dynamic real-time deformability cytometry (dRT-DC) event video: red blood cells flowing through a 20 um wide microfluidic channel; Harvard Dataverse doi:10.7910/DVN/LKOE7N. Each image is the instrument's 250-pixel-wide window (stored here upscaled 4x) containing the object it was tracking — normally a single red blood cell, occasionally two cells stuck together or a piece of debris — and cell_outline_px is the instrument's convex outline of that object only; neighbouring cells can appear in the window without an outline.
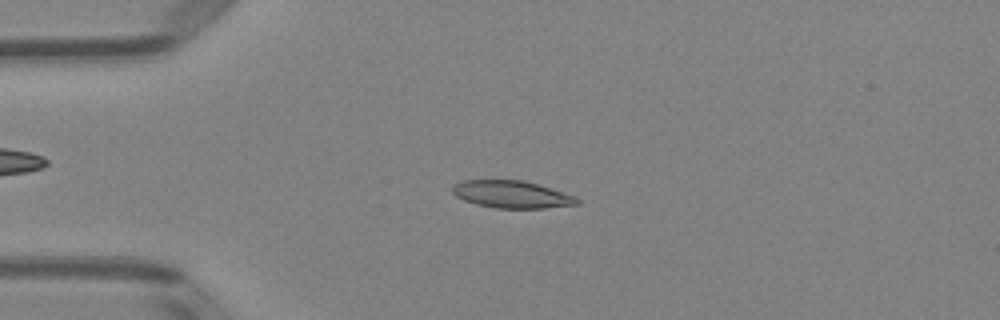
{"species": "Egyptian fruit bat (a non-hibernating species)", "species_latin": "Rousettus aegyptiacus", "temperature_condition": "room temperature", "stored_images_in_passage": 39, "camera_frame_rate_fps": 3000, "um_per_image_px": 0.085, "animal": {"sex": "female"}, "frame": {"image": 1, "passage_image": 1, "time_ms": 0.0, "image_size_px": [1000, 320], "cell_outline_px": [[580, 204], [544, 208], [496, 208], [476, 204], [464, 200], [456, 196], [452, 192], [452, 188], [456, 184], [464, 180], [524, 180], [576, 196], [580, 200]], "centroid_in_image_um": [43.52, 16.52], "position_along_channel_um": 41.5, "area_um2": 19.77}}
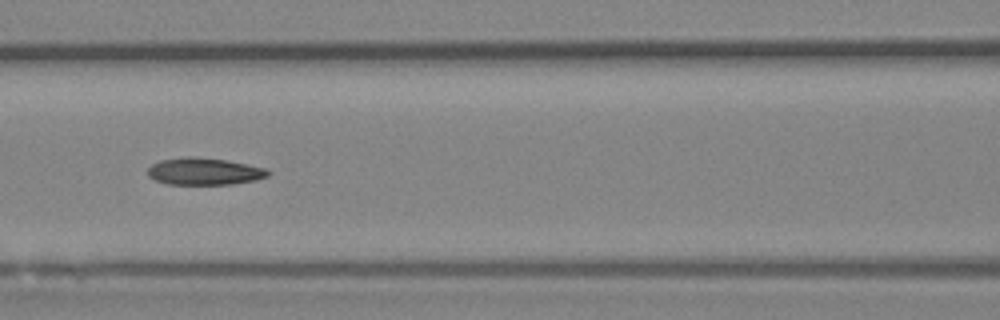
{"frame": {"image": 2, "passage_image": 11, "time_ms": 3.333, "image_size_px": [1000, 320], "cell_outline_px": [[272, 172], [268, 176], [256, 180], [232, 184], [168, 184], [156, 180], [148, 176], [148, 168], [152, 164], [160, 160], [188, 156], [192, 156], [224, 160], [268, 168]], "centroid_in_image_um": [17.39, 14.57], "position_along_channel_um": 149.2, "area_um2": 18.96}}
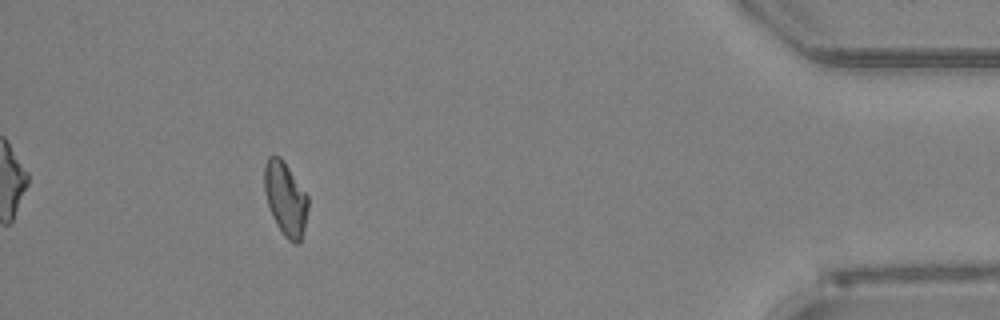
{"frame": {"image": 3, "passage_image": 35, "time_ms": 11.333, "image_size_px": [1000, 320], "cell_outline_px": [[308, 208], [304, 228], [300, 244], [296, 244], [288, 240], [284, 236], [276, 224], [272, 216], [264, 192], [264, 164], [268, 156], [280, 156], [308, 196]], "centroid_in_image_um": [24.25, 16.91], "position_along_channel_um": 410.9, "area_um2": 18.73}, "authors_computed_cell_mechanics": {"area_um2": 18.9006, "velocity_mm_per_s": 3.9826, "shape_relaxation_time_tau1_ms": null, "shape_relaxation_time_tau2_ms": 5.7805, "deformation_change_tau1": null, "deformation_change_tau2": 0.1183}}